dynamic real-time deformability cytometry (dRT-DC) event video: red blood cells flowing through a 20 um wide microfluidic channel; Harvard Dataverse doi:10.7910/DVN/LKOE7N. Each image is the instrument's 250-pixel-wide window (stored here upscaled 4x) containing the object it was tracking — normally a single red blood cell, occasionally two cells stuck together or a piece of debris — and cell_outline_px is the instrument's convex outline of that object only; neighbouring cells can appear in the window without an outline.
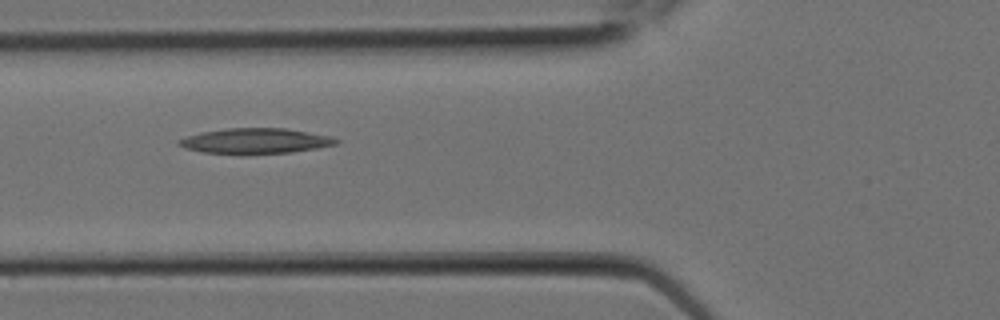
{"species": "Egyptian fruit bat (a non-hibernating species)", "species_latin": "Rousettus aegyptiacus", "temperature_condition": "room temperature", "stored_images_in_passage": 5, "camera_frame_rate_fps": 3000, "um_per_image_px": 0.085, "animal": {"sex": "female"}, "frame": {"image": 1, "passage_image": 4, "time_ms": 1.0, "image_size_px": [1000, 320], "cell_outline_px": [[340, 140], [336, 144], [316, 148], [292, 152], [200, 152], [184, 148], [176, 144], [176, 140], [200, 132], [228, 128], [284, 128], [308, 132], [328, 136]], "centroid_in_image_um": [21.66, 11.95], "position_along_channel_um": 104.1, "area_um2": 22.48}}
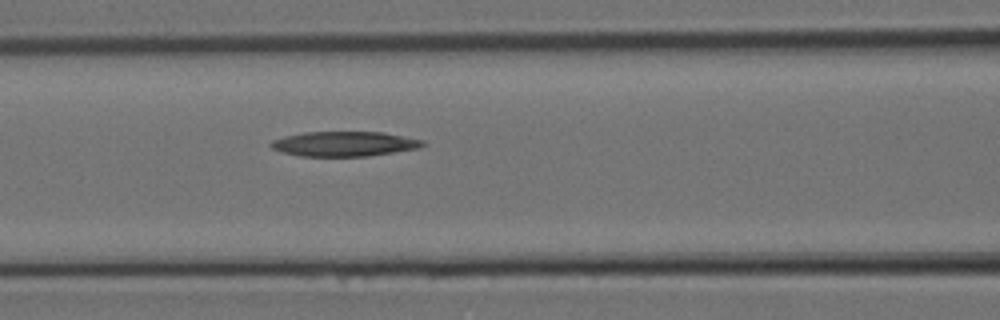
{"frame": {"image": 2, "passage_image": 5, "time_ms": 1.333, "image_size_px": [1000, 320], "cell_outline_px": [[428, 144], [420, 148], [368, 156], [300, 156], [280, 152], [272, 148], [268, 144], [272, 140], [284, 136], [304, 132], [384, 132], [424, 140]], "centroid_in_image_um": [29.27, 12.23], "position_along_channel_um": 137.3, "area_um2": 22.2}}